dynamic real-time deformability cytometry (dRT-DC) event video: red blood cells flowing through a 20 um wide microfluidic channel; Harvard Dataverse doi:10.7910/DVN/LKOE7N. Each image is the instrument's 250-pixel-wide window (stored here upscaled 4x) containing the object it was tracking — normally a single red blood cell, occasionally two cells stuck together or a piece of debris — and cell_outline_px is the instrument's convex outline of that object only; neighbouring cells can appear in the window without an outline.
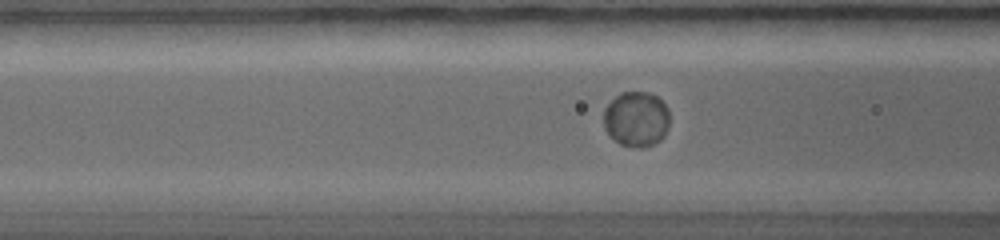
{"species": "common noctule bat (a hibernating species)", "species_latin": "Nyctalus noctula", "temperature_condition": "warm", "stored_images_in_passage": 60, "camera_frame_rate_fps": 5000, "um_per_image_px": 0.085, "animal": {"sex": "female", "body_mass_g": 19.0, "forearm_length_mm": 56.7}, "frame": {"image": 1, "passage_image": 25, "time_ms": 4.2, "image_size_px": [1000, 240], "cell_outline_px": [[668, 128], [664, 136], [660, 140], [644, 148], [640, 148], [620, 144], [604, 128], [604, 108], [620, 92], [648, 92], [656, 96], [668, 108]], "centroid_in_image_um": [54.09, 10.12], "position_along_channel_um": 112.5, "area_um2": 21.1}}
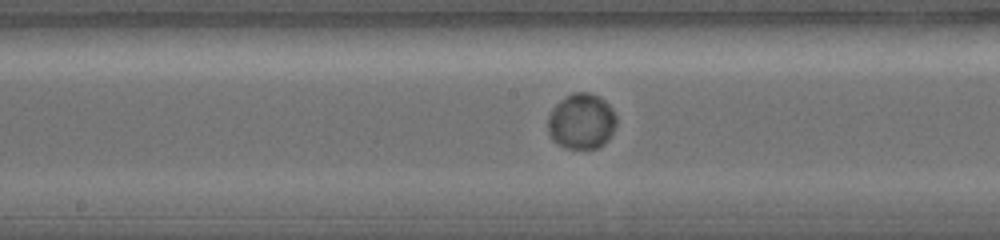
{"frame": {"image": 2, "passage_image": 35, "time_ms": 6.0, "image_size_px": [1000, 240], "cell_outline_px": [[616, 124], [608, 140], [604, 144], [596, 148], [568, 148], [552, 140], [548, 132], [548, 116], [552, 108], [564, 96], [572, 92], [588, 92], [600, 96], [612, 108], [616, 116]], "centroid_in_image_um": [49.42, 10.29], "position_along_channel_um": 198.8, "area_um2": 22.31}}
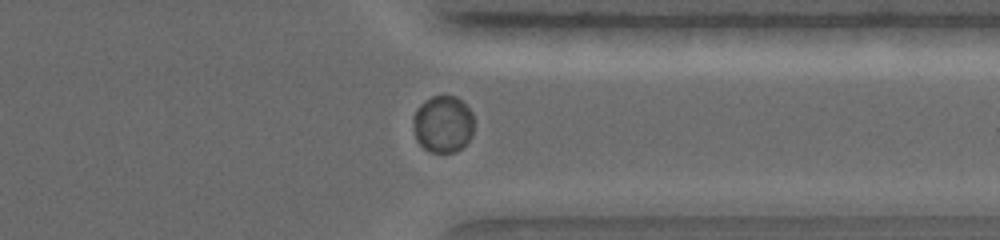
{"frame": {"image": 3, "passage_image": 56, "time_ms": 9.6, "image_size_px": [1000, 240], "cell_outline_px": [[472, 136], [456, 152], [432, 152], [424, 148], [416, 140], [412, 120], [412, 116], [416, 108], [420, 104], [432, 96], [456, 96], [472, 112]], "centroid_in_image_um": [37.62, 10.54], "position_along_channel_um": 373.8, "area_um2": 20.11}}